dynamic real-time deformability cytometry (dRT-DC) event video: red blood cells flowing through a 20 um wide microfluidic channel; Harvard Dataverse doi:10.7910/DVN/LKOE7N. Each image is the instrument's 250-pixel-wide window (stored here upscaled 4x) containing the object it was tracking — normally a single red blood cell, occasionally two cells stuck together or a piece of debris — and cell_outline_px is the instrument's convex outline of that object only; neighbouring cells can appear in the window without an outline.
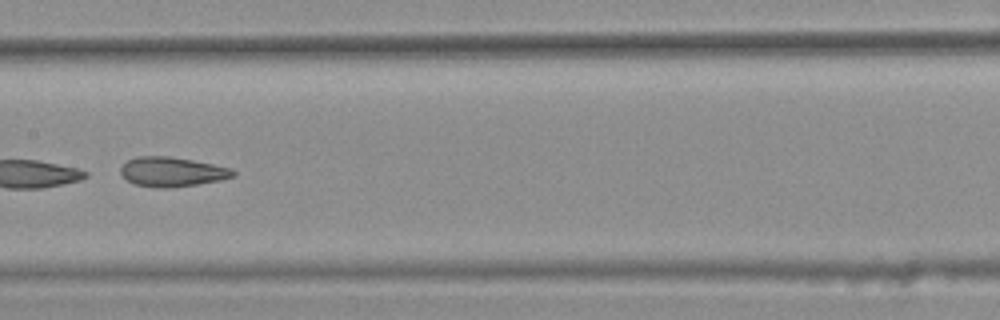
{"species": "common noctule bat (a hibernating species)", "species_latin": "Nyctalus noctula", "temperature_condition": "warm", "stored_images_in_passage": 7, "camera_frame_rate_fps": 3000, "um_per_image_px": 0.085, "animal": {"sex": "female", "body_mass_g": 25.1}, "frame": {"image": 1, "passage_image": 7, "time_ms": 2.0, "image_size_px": [1000, 320], "cell_outline_px": [[236, 176], [220, 180], [196, 184], [168, 188], [156, 188], [136, 184], [128, 180], [120, 172], [120, 168], [128, 160], [136, 156], [168, 156], [192, 160], [232, 168], [236, 172]], "centroid_in_image_um": [14.64, 14.6], "position_along_channel_um": 192.8, "area_um2": 19.25}}